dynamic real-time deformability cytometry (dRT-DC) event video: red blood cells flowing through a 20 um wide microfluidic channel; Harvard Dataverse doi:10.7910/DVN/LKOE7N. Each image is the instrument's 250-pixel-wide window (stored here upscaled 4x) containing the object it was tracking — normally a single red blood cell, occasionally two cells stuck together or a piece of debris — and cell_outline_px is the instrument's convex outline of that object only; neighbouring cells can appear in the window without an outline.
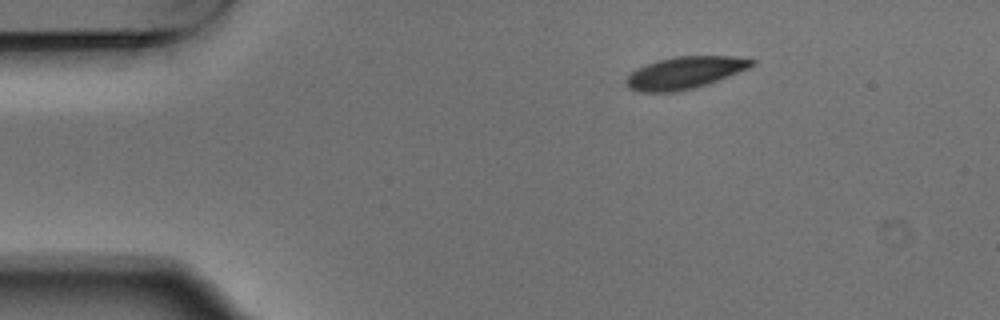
{"species": "Egyptian fruit bat (a non-hibernating species)", "species_latin": "Rousettus aegyptiacus", "temperature_condition": "warm", "stored_images_in_passage": 2, "camera_frame_rate_fps": 3000, "um_per_image_px": 0.085, "animal": {"sex": "male"}, "frame": {"image": 1, "passage_image": 1, "time_ms": 0.0, "image_size_px": [1000, 320], "cell_outline_px": [[756, 64], [748, 68], [728, 76], [696, 88], [676, 92], [640, 92], [628, 88], [624, 80], [636, 68], [644, 64], [676, 56], [732, 56], [756, 60]], "centroid_in_image_um": [58.18, 6.19], "position_along_channel_um": 26.8, "area_um2": 23.52}}